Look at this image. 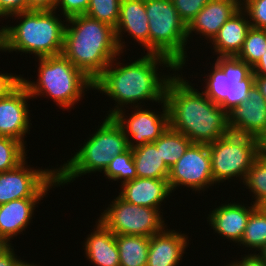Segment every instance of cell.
Listing matches in <instances>:
<instances>
[{"label":"cell","mask_w":266,"mask_h":266,"mask_svg":"<svg viewBox=\"0 0 266 266\" xmlns=\"http://www.w3.org/2000/svg\"><path fill=\"white\" fill-rule=\"evenodd\" d=\"M29 11L27 0H0V17H9L15 13Z\"/></svg>","instance_id":"cell-36"},{"label":"cell","mask_w":266,"mask_h":266,"mask_svg":"<svg viewBox=\"0 0 266 266\" xmlns=\"http://www.w3.org/2000/svg\"><path fill=\"white\" fill-rule=\"evenodd\" d=\"M25 147L16 139L0 136V173L15 169L26 160Z\"/></svg>","instance_id":"cell-31"},{"label":"cell","mask_w":266,"mask_h":266,"mask_svg":"<svg viewBox=\"0 0 266 266\" xmlns=\"http://www.w3.org/2000/svg\"><path fill=\"white\" fill-rule=\"evenodd\" d=\"M247 16V17H246ZM247 13L240 8L220 28L211 41L219 57L237 56L241 51L251 23Z\"/></svg>","instance_id":"cell-21"},{"label":"cell","mask_w":266,"mask_h":266,"mask_svg":"<svg viewBox=\"0 0 266 266\" xmlns=\"http://www.w3.org/2000/svg\"><path fill=\"white\" fill-rule=\"evenodd\" d=\"M18 257L14 252V247H11L5 254L0 257V266H15Z\"/></svg>","instance_id":"cell-40"},{"label":"cell","mask_w":266,"mask_h":266,"mask_svg":"<svg viewBox=\"0 0 266 266\" xmlns=\"http://www.w3.org/2000/svg\"><path fill=\"white\" fill-rule=\"evenodd\" d=\"M188 237L184 233L168 228L150 237L146 266H178L188 246Z\"/></svg>","instance_id":"cell-20"},{"label":"cell","mask_w":266,"mask_h":266,"mask_svg":"<svg viewBox=\"0 0 266 266\" xmlns=\"http://www.w3.org/2000/svg\"><path fill=\"white\" fill-rule=\"evenodd\" d=\"M241 8L249 16L252 27L266 30V0H243Z\"/></svg>","instance_id":"cell-33"},{"label":"cell","mask_w":266,"mask_h":266,"mask_svg":"<svg viewBox=\"0 0 266 266\" xmlns=\"http://www.w3.org/2000/svg\"><path fill=\"white\" fill-rule=\"evenodd\" d=\"M181 76L174 74L165 88L169 127L198 144L209 145L227 135V112Z\"/></svg>","instance_id":"cell-2"},{"label":"cell","mask_w":266,"mask_h":266,"mask_svg":"<svg viewBox=\"0 0 266 266\" xmlns=\"http://www.w3.org/2000/svg\"><path fill=\"white\" fill-rule=\"evenodd\" d=\"M55 12L29 10L10 15L18 18L19 24L0 28V51H21L37 59L62 54L66 24Z\"/></svg>","instance_id":"cell-4"},{"label":"cell","mask_w":266,"mask_h":266,"mask_svg":"<svg viewBox=\"0 0 266 266\" xmlns=\"http://www.w3.org/2000/svg\"><path fill=\"white\" fill-rule=\"evenodd\" d=\"M226 266H266V262L257 253H254L242 257V260L233 261L230 264L227 263Z\"/></svg>","instance_id":"cell-38"},{"label":"cell","mask_w":266,"mask_h":266,"mask_svg":"<svg viewBox=\"0 0 266 266\" xmlns=\"http://www.w3.org/2000/svg\"><path fill=\"white\" fill-rule=\"evenodd\" d=\"M180 18L186 25L203 9L210 0H171Z\"/></svg>","instance_id":"cell-34"},{"label":"cell","mask_w":266,"mask_h":266,"mask_svg":"<svg viewBox=\"0 0 266 266\" xmlns=\"http://www.w3.org/2000/svg\"><path fill=\"white\" fill-rule=\"evenodd\" d=\"M261 259L266 262V245H264L257 254Z\"/></svg>","instance_id":"cell-45"},{"label":"cell","mask_w":266,"mask_h":266,"mask_svg":"<svg viewBox=\"0 0 266 266\" xmlns=\"http://www.w3.org/2000/svg\"><path fill=\"white\" fill-rule=\"evenodd\" d=\"M208 148L215 185L235 179L233 177L244 181L259 154L257 138L231 132L209 144Z\"/></svg>","instance_id":"cell-9"},{"label":"cell","mask_w":266,"mask_h":266,"mask_svg":"<svg viewBox=\"0 0 266 266\" xmlns=\"http://www.w3.org/2000/svg\"><path fill=\"white\" fill-rule=\"evenodd\" d=\"M32 99L21 82L0 100V136L10 137L26 144L24 136L30 131L28 100Z\"/></svg>","instance_id":"cell-14"},{"label":"cell","mask_w":266,"mask_h":266,"mask_svg":"<svg viewBox=\"0 0 266 266\" xmlns=\"http://www.w3.org/2000/svg\"><path fill=\"white\" fill-rule=\"evenodd\" d=\"M43 198H22L0 205V236L9 242L31 223L36 204Z\"/></svg>","instance_id":"cell-22"},{"label":"cell","mask_w":266,"mask_h":266,"mask_svg":"<svg viewBox=\"0 0 266 266\" xmlns=\"http://www.w3.org/2000/svg\"><path fill=\"white\" fill-rule=\"evenodd\" d=\"M266 52V30L251 27L241 51L236 56L253 68Z\"/></svg>","instance_id":"cell-29"},{"label":"cell","mask_w":266,"mask_h":266,"mask_svg":"<svg viewBox=\"0 0 266 266\" xmlns=\"http://www.w3.org/2000/svg\"><path fill=\"white\" fill-rule=\"evenodd\" d=\"M254 85L261 92L266 100V76H255Z\"/></svg>","instance_id":"cell-42"},{"label":"cell","mask_w":266,"mask_h":266,"mask_svg":"<svg viewBox=\"0 0 266 266\" xmlns=\"http://www.w3.org/2000/svg\"><path fill=\"white\" fill-rule=\"evenodd\" d=\"M153 143L157 149H160V155L170 169L183 156L193 142L184 134L168 127Z\"/></svg>","instance_id":"cell-26"},{"label":"cell","mask_w":266,"mask_h":266,"mask_svg":"<svg viewBox=\"0 0 266 266\" xmlns=\"http://www.w3.org/2000/svg\"><path fill=\"white\" fill-rule=\"evenodd\" d=\"M83 247L86 258L95 266H120L116 235L99 220Z\"/></svg>","instance_id":"cell-23"},{"label":"cell","mask_w":266,"mask_h":266,"mask_svg":"<svg viewBox=\"0 0 266 266\" xmlns=\"http://www.w3.org/2000/svg\"><path fill=\"white\" fill-rule=\"evenodd\" d=\"M103 123L66 163L57 169L58 186L73 182L87 173L104 172L112 158L129 149V142L113 117Z\"/></svg>","instance_id":"cell-5"},{"label":"cell","mask_w":266,"mask_h":266,"mask_svg":"<svg viewBox=\"0 0 266 266\" xmlns=\"http://www.w3.org/2000/svg\"><path fill=\"white\" fill-rule=\"evenodd\" d=\"M90 0H58L55 11L59 8L65 19L77 15H84L88 9ZM58 7V8H57Z\"/></svg>","instance_id":"cell-35"},{"label":"cell","mask_w":266,"mask_h":266,"mask_svg":"<svg viewBox=\"0 0 266 266\" xmlns=\"http://www.w3.org/2000/svg\"><path fill=\"white\" fill-rule=\"evenodd\" d=\"M239 244L256 251L266 245V211L262 206L251 212Z\"/></svg>","instance_id":"cell-27"},{"label":"cell","mask_w":266,"mask_h":266,"mask_svg":"<svg viewBox=\"0 0 266 266\" xmlns=\"http://www.w3.org/2000/svg\"><path fill=\"white\" fill-rule=\"evenodd\" d=\"M146 16L145 0H122L120 4V14L115 28L116 39L120 51L123 53L125 41L122 33L127 32L134 41L147 49L149 53V23Z\"/></svg>","instance_id":"cell-16"},{"label":"cell","mask_w":266,"mask_h":266,"mask_svg":"<svg viewBox=\"0 0 266 266\" xmlns=\"http://www.w3.org/2000/svg\"><path fill=\"white\" fill-rule=\"evenodd\" d=\"M255 76H266V52L262 55L258 63L252 68Z\"/></svg>","instance_id":"cell-41"},{"label":"cell","mask_w":266,"mask_h":266,"mask_svg":"<svg viewBox=\"0 0 266 266\" xmlns=\"http://www.w3.org/2000/svg\"><path fill=\"white\" fill-rule=\"evenodd\" d=\"M245 204L236 203H226L222 204L214 210L208 216L209 225L215 233L226 239L232 240L235 243H240L249 216L251 212L257 207L254 204L250 206H244Z\"/></svg>","instance_id":"cell-18"},{"label":"cell","mask_w":266,"mask_h":266,"mask_svg":"<svg viewBox=\"0 0 266 266\" xmlns=\"http://www.w3.org/2000/svg\"><path fill=\"white\" fill-rule=\"evenodd\" d=\"M26 161L0 173V205L22 198H44L50 188L58 187L57 168L33 169Z\"/></svg>","instance_id":"cell-11"},{"label":"cell","mask_w":266,"mask_h":266,"mask_svg":"<svg viewBox=\"0 0 266 266\" xmlns=\"http://www.w3.org/2000/svg\"><path fill=\"white\" fill-rule=\"evenodd\" d=\"M168 184L171 192L179 186L205 191L215 184L212 176L208 145L192 143L183 156L170 168ZM213 184V185H212Z\"/></svg>","instance_id":"cell-12"},{"label":"cell","mask_w":266,"mask_h":266,"mask_svg":"<svg viewBox=\"0 0 266 266\" xmlns=\"http://www.w3.org/2000/svg\"><path fill=\"white\" fill-rule=\"evenodd\" d=\"M22 82V76L0 73V100L6 97Z\"/></svg>","instance_id":"cell-37"},{"label":"cell","mask_w":266,"mask_h":266,"mask_svg":"<svg viewBox=\"0 0 266 266\" xmlns=\"http://www.w3.org/2000/svg\"><path fill=\"white\" fill-rule=\"evenodd\" d=\"M149 23V53L169 58L182 70L186 63L187 25L171 0H145Z\"/></svg>","instance_id":"cell-7"},{"label":"cell","mask_w":266,"mask_h":266,"mask_svg":"<svg viewBox=\"0 0 266 266\" xmlns=\"http://www.w3.org/2000/svg\"><path fill=\"white\" fill-rule=\"evenodd\" d=\"M262 207H263L264 210L266 211V203H264V204L262 205Z\"/></svg>","instance_id":"cell-47"},{"label":"cell","mask_w":266,"mask_h":266,"mask_svg":"<svg viewBox=\"0 0 266 266\" xmlns=\"http://www.w3.org/2000/svg\"><path fill=\"white\" fill-rule=\"evenodd\" d=\"M136 174L139 178L168 179L170 169L154 143L132 149Z\"/></svg>","instance_id":"cell-24"},{"label":"cell","mask_w":266,"mask_h":266,"mask_svg":"<svg viewBox=\"0 0 266 266\" xmlns=\"http://www.w3.org/2000/svg\"><path fill=\"white\" fill-rule=\"evenodd\" d=\"M119 196L138 206L160 209L161 203L172 192L168 179L135 178L121 184Z\"/></svg>","instance_id":"cell-19"},{"label":"cell","mask_w":266,"mask_h":266,"mask_svg":"<svg viewBox=\"0 0 266 266\" xmlns=\"http://www.w3.org/2000/svg\"><path fill=\"white\" fill-rule=\"evenodd\" d=\"M29 10H54L58 0H27Z\"/></svg>","instance_id":"cell-39"},{"label":"cell","mask_w":266,"mask_h":266,"mask_svg":"<svg viewBox=\"0 0 266 266\" xmlns=\"http://www.w3.org/2000/svg\"><path fill=\"white\" fill-rule=\"evenodd\" d=\"M240 8L239 0H210L187 25V38L196 32L211 42L222 25Z\"/></svg>","instance_id":"cell-17"},{"label":"cell","mask_w":266,"mask_h":266,"mask_svg":"<svg viewBox=\"0 0 266 266\" xmlns=\"http://www.w3.org/2000/svg\"><path fill=\"white\" fill-rule=\"evenodd\" d=\"M161 104L163 109V113L159 112L161 114L142 107H134L132 109L135 112L131 113V116L125 114V108L123 109L124 112L120 110L112 116L122 128L128 139L130 149L155 142L168 129L169 113L167 104L165 100ZM129 136L131 137L129 138Z\"/></svg>","instance_id":"cell-13"},{"label":"cell","mask_w":266,"mask_h":266,"mask_svg":"<svg viewBox=\"0 0 266 266\" xmlns=\"http://www.w3.org/2000/svg\"><path fill=\"white\" fill-rule=\"evenodd\" d=\"M62 54L94 82L122 52L115 29L84 14L66 19Z\"/></svg>","instance_id":"cell-3"},{"label":"cell","mask_w":266,"mask_h":266,"mask_svg":"<svg viewBox=\"0 0 266 266\" xmlns=\"http://www.w3.org/2000/svg\"><path fill=\"white\" fill-rule=\"evenodd\" d=\"M111 203L97 220L115 235L146 236L150 238L167 227L160 214V209L128 203L119 195Z\"/></svg>","instance_id":"cell-10"},{"label":"cell","mask_w":266,"mask_h":266,"mask_svg":"<svg viewBox=\"0 0 266 266\" xmlns=\"http://www.w3.org/2000/svg\"><path fill=\"white\" fill-rule=\"evenodd\" d=\"M120 266H146L150 238L146 236L116 235Z\"/></svg>","instance_id":"cell-25"},{"label":"cell","mask_w":266,"mask_h":266,"mask_svg":"<svg viewBox=\"0 0 266 266\" xmlns=\"http://www.w3.org/2000/svg\"><path fill=\"white\" fill-rule=\"evenodd\" d=\"M38 60V82L22 77V83L32 98H37L39 95L45 98L47 95L56 102L57 106L69 110L85 95L83 93L87 91L86 89L93 90L94 82L63 54Z\"/></svg>","instance_id":"cell-6"},{"label":"cell","mask_w":266,"mask_h":266,"mask_svg":"<svg viewBox=\"0 0 266 266\" xmlns=\"http://www.w3.org/2000/svg\"><path fill=\"white\" fill-rule=\"evenodd\" d=\"M121 1L122 0H90L85 14L115 29L119 20Z\"/></svg>","instance_id":"cell-32"},{"label":"cell","mask_w":266,"mask_h":266,"mask_svg":"<svg viewBox=\"0 0 266 266\" xmlns=\"http://www.w3.org/2000/svg\"><path fill=\"white\" fill-rule=\"evenodd\" d=\"M243 184L251 191L256 206L266 203V157L258 154L247 172Z\"/></svg>","instance_id":"cell-28"},{"label":"cell","mask_w":266,"mask_h":266,"mask_svg":"<svg viewBox=\"0 0 266 266\" xmlns=\"http://www.w3.org/2000/svg\"><path fill=\"white\" fill-rule=\"evenodd\" d=\"M203 93L226 112L248 99L254 86L252 68L236 56L217 57Z\"/></svg>","instance_id":"cell-8"},{"label":"cell","mask_w":266,"mask_h":266,"mask_svg":"<svg viewBox=\"0 0 266 266\" xmlns=\"http://www.w3.org/2000/svg\"><path fill=\"white\" fill-rule=\"evenodd\" d=\"M103 173L112 181L122 180L121 184L137 178L132 149L114 156Z\"/></svg>","instance_id":"cell-30"},{"label":"cell","mask_w":266,"mask_h":266,"mask_svg":"<svg viewBox=\"0 0 266 266\" xmlns=\"http://www.w3.org/2000/svg\"><path fill=\"white\" fill-rule=\"evenodd\" d=\"M15 266H38V265L30 264V263H28V262H26L24 260L22 261L21 258H20V259H18V261L15 264Z\"/></svg>","instance_id":"cell-46"},{"label":"cell","mask_w":266,"mask_h":266,"mask_svg":"<svg viewBox=\"0 0 266 266\" xmlns=\"http://www.w3.org/2000/svg\"><path fill=\"white\" fill-rule=\"evenodd\" d=\"M11 247V243L6 238L0 236V257L5 254Z\"/></svg>","instance_id":"cell-44"},{"label":"cell","mask_w":266,"mask_h":266,"mask_svg":"<svg viewBox=\"0 0 266 266\" xmlns=\"http://www.w3.org/2000/svg\"><path fill=\"white\" fill-rule=\"evenodd\" d=\"M259 154L266 157V131L258 138Z\"/></svg>","instance_id":"cell-43"},{"label":"cell","mask_w":266,"mask_h":266,"mask_svg":"<svg viewBox=\"0 0 266 266\" xmlns=\"http://www.w3.org/2000/svg\"><path fill=\"white\" fill-rule=\"evenodd\" d=\"M231 133L259 138L266 131V100L254 85L248 99L227 112Z\"/></svg>","instance_id":"cell-15"},{"label":"cell","mask_w":266,"mask_h":266,"mask_svg":"<svg viewBox=\"0 0 266 266\" xmlns=\"http://www.w3.org/2000/svg\"><path fill=\"white\" fill-rule=\"evenodd\" d=\"M116 59L120 58H115L93 83V89L115 100L117 106L108 111L109 117L129 104L141 107L144 100L161 104L165 98L166 85L174 74L160 76L158 66L168 67L174 73L180 70L169 58L160 54L146 53L128 65L120 62L114 64Z\"/></svg>","instance_id":"cell-1"}]
</instances>
